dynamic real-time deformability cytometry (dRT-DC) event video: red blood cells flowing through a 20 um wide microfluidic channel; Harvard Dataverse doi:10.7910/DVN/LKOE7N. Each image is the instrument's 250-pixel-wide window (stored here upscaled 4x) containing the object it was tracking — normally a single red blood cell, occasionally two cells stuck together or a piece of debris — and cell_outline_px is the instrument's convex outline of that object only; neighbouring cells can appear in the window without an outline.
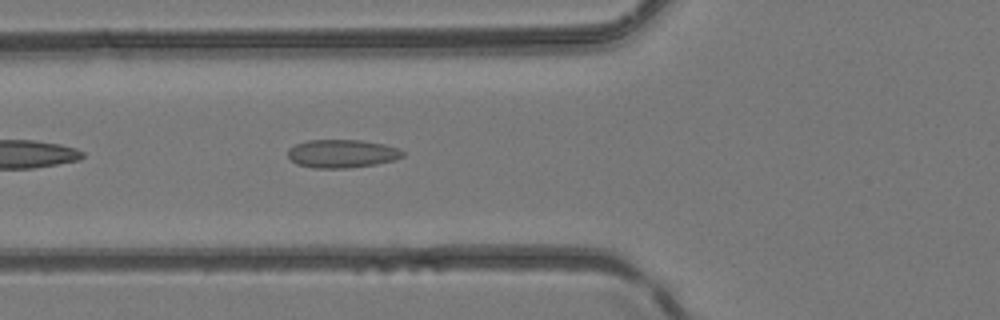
{"species": "common noctule bat (a hibernating species)", "species_latin": "Nyctalus noctula", "temperature_condition": "room temperature", "stored_images_in_passage": 7, "camera_frame_rate_fps": 3000, "um_per_image_px": 0.085, "animal": {"sex": "female", "body_mass_g": 24.6, "forearm_length_mm": 56.2}, "frame": {"image": 1, "passage_image": 4, "time_ms": 1.0, "image_size_px": [1000, 320], "cell_outline_px": [[404, 156], [392, 160], [376, 164], [348, 168], [312, 168], [296, 164], [288, 156], [288, 148], [296, 144], [308, 140], [360, 140], [384, 144], [400, 148], [404, 152]], "centroid_in_image_um": [29.06, 13.06], "position_along_channel_um": 96.7, "area_um2": 18.96}}